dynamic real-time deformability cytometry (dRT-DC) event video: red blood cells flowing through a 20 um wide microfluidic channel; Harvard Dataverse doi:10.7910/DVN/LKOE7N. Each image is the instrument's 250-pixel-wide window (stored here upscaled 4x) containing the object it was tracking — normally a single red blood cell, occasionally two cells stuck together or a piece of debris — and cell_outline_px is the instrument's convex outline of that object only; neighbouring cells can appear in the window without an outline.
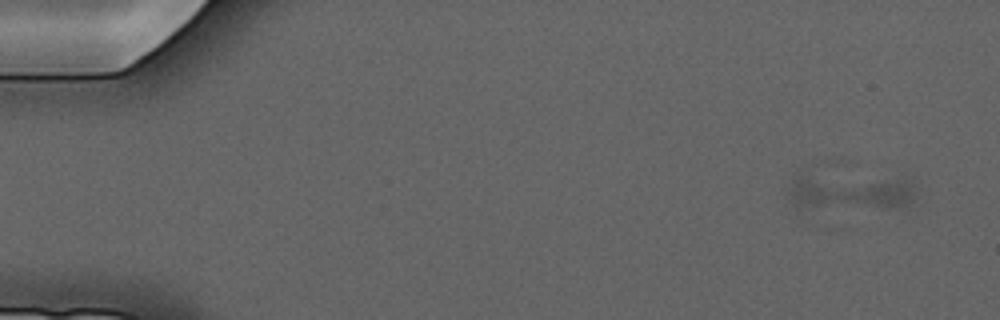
{"species": "common noctule bat (a hibernating species)", "species_latin": "Nyctalus noctula", "temperature_condition": "cold", "stored_images_in_passage": 5, "camera_frame_rate_fps": 3000, "um_per_image_px": 0.085, "animal": {"sex": "male", "forearm_length_mm": 52.5}, "frame": {"image": 1, "passage_image": 1, "time_ms": 0.0, "image_size_px": [1000, 320], "cell_outline_px": [[916, 196], [908, 204], [900, 208], [796, 212], [788, 192], [788, 188], [792, 180], [796, 176], [800, 176], [912, 180], [916, 192]], "centroid_in_image_um": [72.17, 16.46], "position_along_channel_um": 12.8, "area_um2": 27.98}}